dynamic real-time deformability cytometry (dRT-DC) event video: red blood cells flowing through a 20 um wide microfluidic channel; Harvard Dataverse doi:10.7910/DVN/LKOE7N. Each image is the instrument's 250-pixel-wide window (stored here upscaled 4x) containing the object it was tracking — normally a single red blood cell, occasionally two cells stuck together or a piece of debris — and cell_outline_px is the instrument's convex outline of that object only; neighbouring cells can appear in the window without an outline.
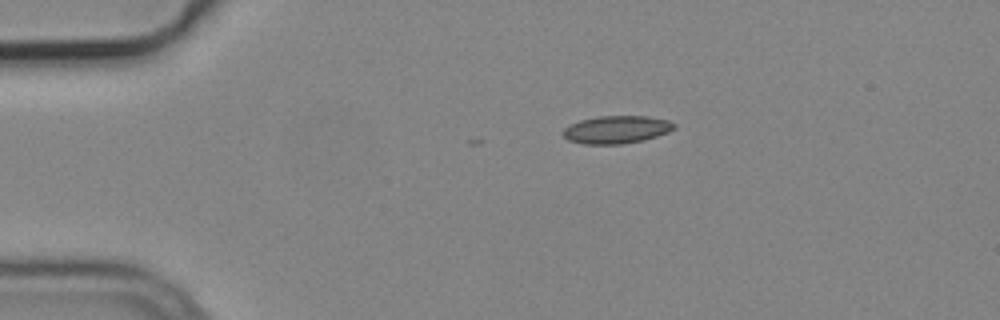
{"species": "common noctule bat (a hibernating species)", "species_latin": "Nyctalus noctula", "temperature_condition": "cold", "stored_images_in_passage": 5, "camera_frame_rate_fps": 3000, "um_per_image_px": 0.085, "animal": {"sex": "male", "body_mass_g": 19.2, "forearm_length_mm": 51.8}, "frame": {"image": 1, "passage_image": 1, "time_ms": 0.0, "image_size_px": [1000, 320], "cell_outline_px": [[676, 128], [668, 132], [644, 140], [620, 144], [584, 144], [568, 140], [560, 132], [564, 128], [580, 120], [596, 116], [648, 116], [668, 120], [676, 124]], "centroid_in_image_um": [52.4, 11.01], "position_along_channel_um": 32.6, "area_um2": 18.03}}
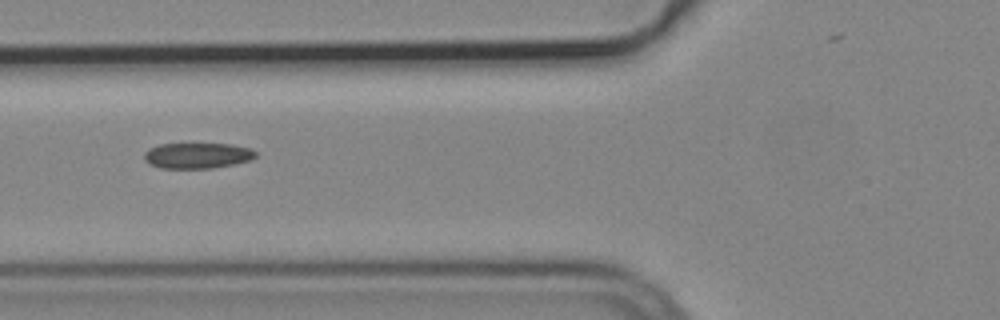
{"frame": {"image": 2, "passage_image": 3, "time_ms": 0.667, "image_size_px": [1000, 320], "cell_outline_px": [[256, 156], [252, 160], [212, 168], [160, 168], [148, 164], [144, 160], [144, 152], [148, 148], [160, 144], [232, 144], [252, 148], [256, 152]], "centroid_in_image_um": [16.76, 13.22], "position_along_channel_um": 109.0, "area_um2": 16.82}}
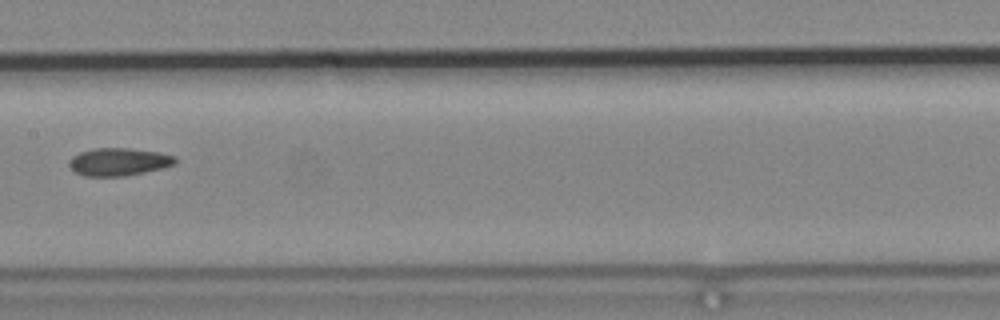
{"frame": {"image": 3, "passage_image": 5, "time_ms": 1.333, "image_size_px": [1000, 320], "cell_outline_px": [[176, 164], [164, 168], [124, 176], [84, 176], [76, 172], [68, 164], [68, 160], [72, 156], [80, 152], [92, 148], [128, 148], [160, 152], [176, 156]], "centroid_in_image_um": [10.1, 13.75], "position_along_channel_um": 197.3, "area_um2": 17.28}}